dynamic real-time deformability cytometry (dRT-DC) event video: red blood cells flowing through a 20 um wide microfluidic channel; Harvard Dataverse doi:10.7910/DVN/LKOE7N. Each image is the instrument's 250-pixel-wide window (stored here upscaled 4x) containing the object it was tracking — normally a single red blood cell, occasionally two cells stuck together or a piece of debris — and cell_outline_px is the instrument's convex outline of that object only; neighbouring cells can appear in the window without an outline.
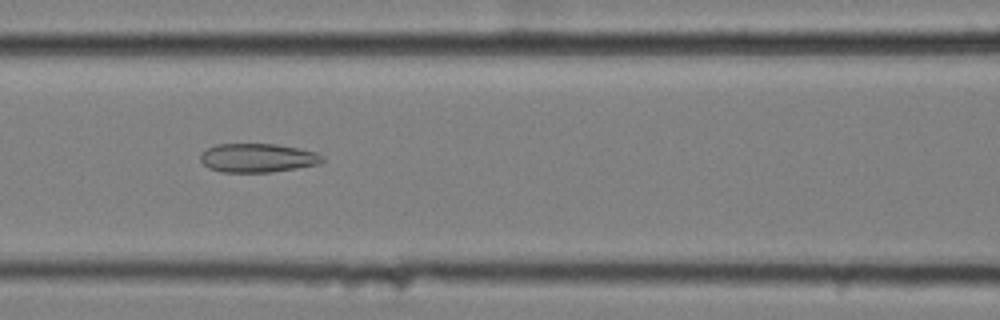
{"species": "common noctule bat (a hibernating species)", "species_latin": "Nyctalus noctula", "temperature_condition": "cold", "stored_images_in_passage": 54, "camera_frame_rate_fps": 3000, "um_per_image_px": 0.085, "animal": {"sex": "female", "body_mass_g": 25.1}, "frame": {"image": 1, "passage_image": 22, "time_ms": 7.0, "image_size_px": [1000, 320], "cell_outline_px": [[324, 160], [320, 164], [272, 172], [220, 172], [208, 168], [200, 160], [200, 152], [216, 144], [276, 144], [316, 152], [324, 156]], "centroid_in_image_um": [21.88, 13.42], "position_along_channel_um": 144.7, "area_um2": 20.58}}
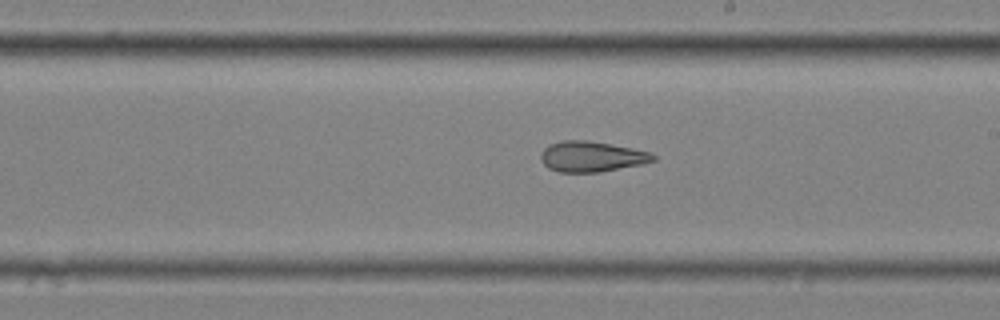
{"frame": {"image": 2, "passage_image": 30, "time_ms": 9.667, "image_size_px": [1000, 320], "cell_outline_px": [[656, 160], [644, 164], [600, 172], [560, 172], [548, 168], [540, 160], [540, 156], [544, 148], [548, 144], [564, 140], [588, 140], [632, 148], [652, 152], [656, 156]], "centroid_in_image_um": [50.3, 13.31], "position_along_channel_um": 238.7, "area_um2": 20.17}}
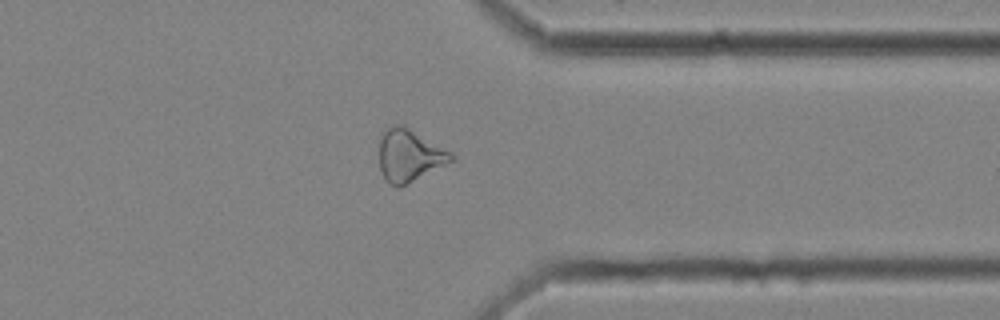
{"frame": {"image": 3, "passage_image": 42, "time_ms": 13.667, "image_size_px": [1000, 320], "cell_outline_px": [[456, 160], [400, 188], [396, 188], [384, 176], [380, 168], [380, 136], [392, 124], [404, 124], [452, 152], [456, 156]], "centroid_in_image_um": [34.85, 13.2], "position_along_channel_um": 376.6, "area_um2": 22.25}, "authors_computed_cell_mechanics": {"area_um2": 22.7154, "velocity_mm_per_s": 3.526, "shape_relaxation_time_tau1_ms": null, "shape_relaxation_time_tau2_ms": 4.4674, "deformation_change_tau1": null, "deformation_change_tau2": 0.149}}